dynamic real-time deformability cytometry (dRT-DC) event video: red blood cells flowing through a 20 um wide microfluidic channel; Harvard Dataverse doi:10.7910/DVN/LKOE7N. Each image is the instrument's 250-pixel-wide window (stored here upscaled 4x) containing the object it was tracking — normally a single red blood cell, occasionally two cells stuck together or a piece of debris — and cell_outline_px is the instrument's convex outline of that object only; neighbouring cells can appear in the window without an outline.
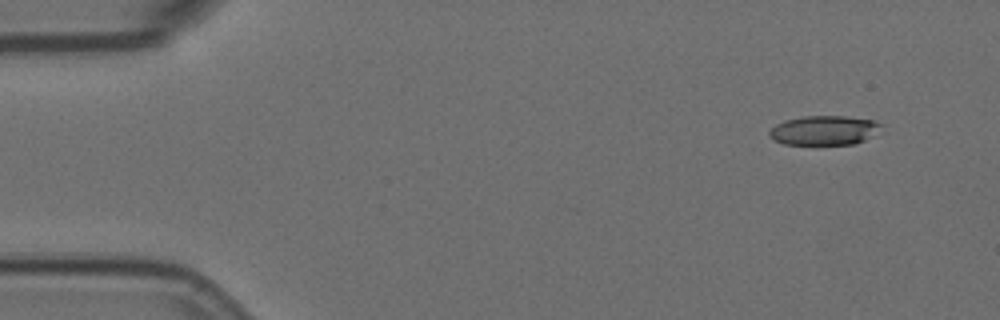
{"species": "Egyptian fruit bat (a non-hibernating species)", "species_latin": "Rousettus aegyptiacus", "temperature_condition": "room temperature", "stored_images_in_passage": 31, "camera_frame_rate_fps": 3000, "um_per_image_px": 0.085, "animal": {"sex": "female"}, "frame": {"image": 1, "passage_image": 1, "time_ms": 0.0, "image_size_px": [1000, 320], "cell_outline_px": [[884, 124], [872, 136], [856, 144], [784, 144], [768, 136], [768, 132], [776, 124], [784, 120], [804, 116], [848, 116], [876, 120]], "centroid_in_image_um": [70.08, 11.06], "position_along_channel_um": 14.9, "area_um2": 19.25}}
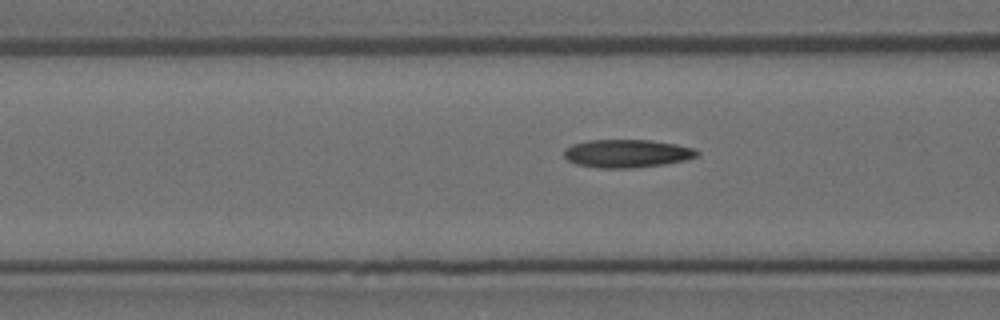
{"frame": {"image": 2, "passage_image": 18, "time_ms": 5.667, "image_size_px": [1000, 320], "cell_outline_px": [[700, 156], [688, 160], [664, 164], [632, 168], [600, 168], [576, 164], [568, 160], [564, 156], [564, 148], [572, 144], [588, 140], [652, 140], [676, 144], [696, 148], [700, 152]], "centroid_in_image_um": [53.34, 13.04], "position_along_channel_um": 113.3, "area_um2": 22.08}}
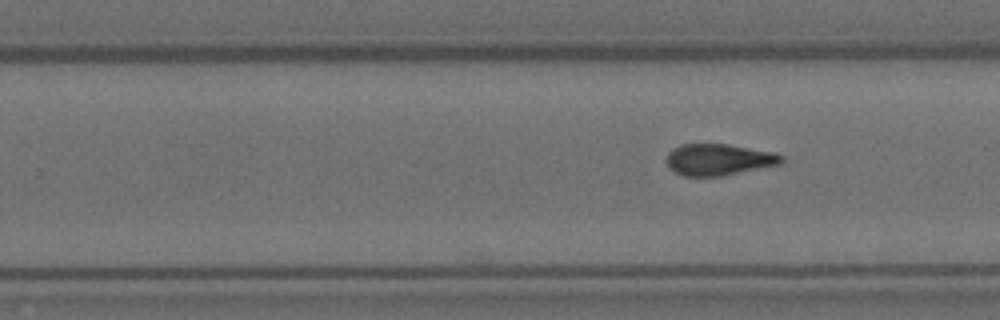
{"frame": {"image": 3, "passage_image": 31, "time_ms": 10.0, "image_size_px": [1000, 320], "cell_outline_px": [[784, 160], [780, 164], [720, 176], [684, 176], [668, 168], [664, 160], [668, 152], [672, 148], [680, 144], [728, 144], [772, 152], [784, 156]], "centroid_in_image_um": [61.03, 13.56], "position_along_channel_um": 268.8, "area_um2": 21.15}}